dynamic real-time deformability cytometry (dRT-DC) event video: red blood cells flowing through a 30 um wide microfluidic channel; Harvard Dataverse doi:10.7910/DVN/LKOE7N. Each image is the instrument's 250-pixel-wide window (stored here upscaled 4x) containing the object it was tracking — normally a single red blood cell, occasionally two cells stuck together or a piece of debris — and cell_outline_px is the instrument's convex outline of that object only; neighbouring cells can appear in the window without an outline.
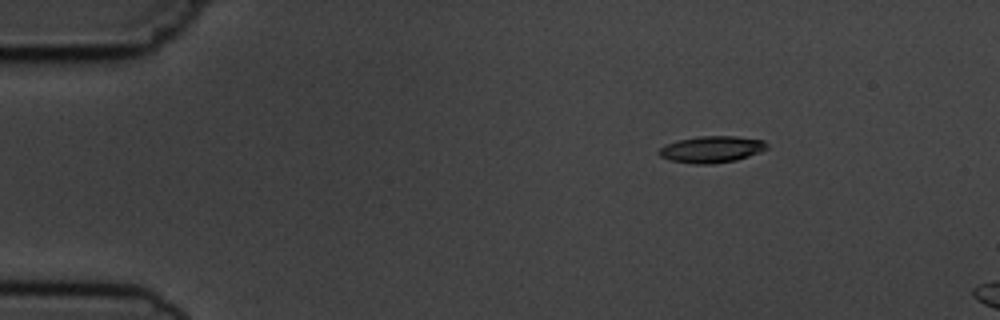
{"species": "common noctule bat (a hibernating species)", "species_latin": "Nyctalus noctula", "temperature_condition": "cold", "stored_images_in_passage": 4, "camera_frame_rate_fps": 3000, "um_per_image_px": 0.085, "animal": {"sex": "male", "body_mass_g": 19.5, "forearm_length_mm": 54.6}, "frame": {"image": 1, "passage_image": 2, "time_ms": 1.0, "image_size_px": [1000, 320], "cell_outline_px": [[768, 148], [760, 152], [736, 160], [712, 164], [696, 164], [668, 160], [660, 156], [656, 152], [664, 144], [676, 140], [700, 136], [736, 136], [764, 140], [768, 144]], "centroid_in_image_um": [60.46, 12.69], "position_along_channel_um": 24.5, "area_um2": 16.94}}